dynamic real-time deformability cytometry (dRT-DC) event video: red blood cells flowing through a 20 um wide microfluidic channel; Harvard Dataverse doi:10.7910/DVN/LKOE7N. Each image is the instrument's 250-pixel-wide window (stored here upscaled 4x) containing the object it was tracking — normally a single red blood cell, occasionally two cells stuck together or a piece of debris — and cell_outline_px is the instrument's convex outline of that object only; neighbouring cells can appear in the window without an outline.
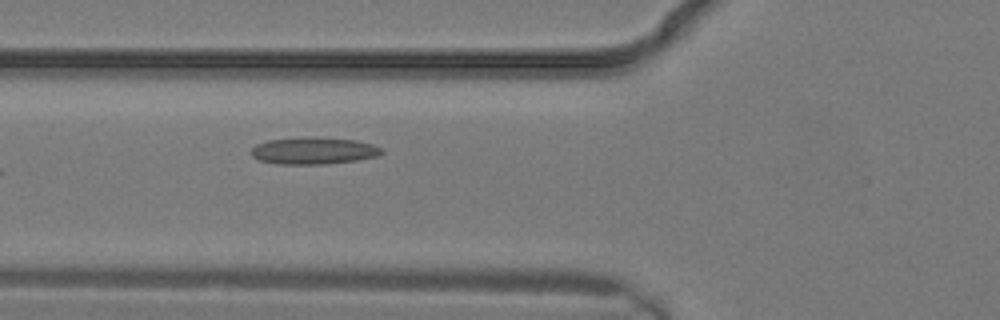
{"species": "common noctule bat (a hibernating species)", "species_latin": "Nyctalus noctula", "temperature_condition": "warm", "stored_images_in_passage": 2, "camera_frame_rate_fps": 3000, "um_per_image_px": 0.085, "animal": {"sex": "male", "body_mass_g": 19.2, "forearm_length_mm": 51.8}, "frame": {"image": 1, "passage_image": 2, "time_ms": 0.333, "image_size_px": [1000, 320], "cell_outline_px": [[384, 152], [376, 156], [356, 160], [324, 164], [276, 164], [260, 160], [252, 156], [252, 148], [256, 144], [268, 140], [312, 136], [356, 140], [372, 144], [384, 148]], "centroid_in_image_um": [26.67, 12.8], "position_along_channel_um": 99.1, "area_um2": 20.58}}